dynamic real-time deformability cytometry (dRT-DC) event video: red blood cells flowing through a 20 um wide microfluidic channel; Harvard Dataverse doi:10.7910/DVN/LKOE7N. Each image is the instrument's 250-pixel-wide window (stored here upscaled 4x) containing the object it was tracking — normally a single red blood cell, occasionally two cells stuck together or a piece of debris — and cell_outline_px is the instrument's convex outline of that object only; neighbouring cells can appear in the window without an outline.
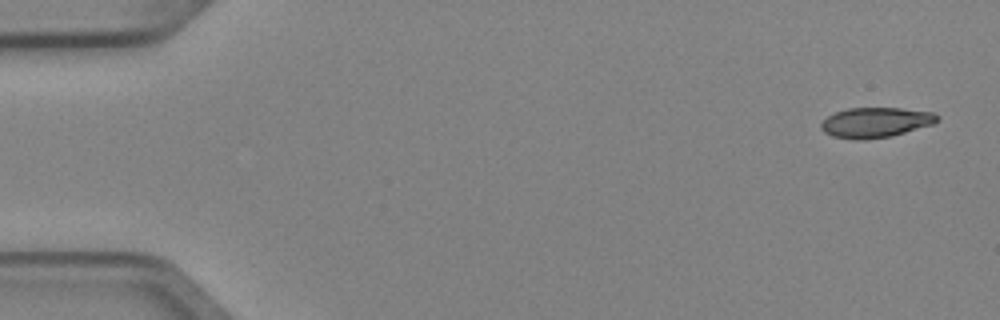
{"species": "Egyptian fruit bat (a non-hibernating species)", "species_latin": "Rousettus aegyptiacus", "temperature_condition": "cold", "stored_images_in_passage": 2, "camera_frame_rate_fps": 3000, "um_per_image_px": 0.085, "animal": {"sex": "female"}, "frame": {"image": 1, "passage_image": 2, "time_ms": 0.333, "image_size_px": [1000, 320], "cell_outline_px": [[940, 120], [932, 124], [892, 136], [864, 140], [856, 140], [832, 136], [824, 132], [820, 128], [820, 124], [828, 116], [836, 112], [848, 108], [900, 108], [932, 112], [940, 116]], "centroid_in_image_um": [74.42, 10.41], "position_along_channel_um": 10.6, "area_um2": 20.4}}